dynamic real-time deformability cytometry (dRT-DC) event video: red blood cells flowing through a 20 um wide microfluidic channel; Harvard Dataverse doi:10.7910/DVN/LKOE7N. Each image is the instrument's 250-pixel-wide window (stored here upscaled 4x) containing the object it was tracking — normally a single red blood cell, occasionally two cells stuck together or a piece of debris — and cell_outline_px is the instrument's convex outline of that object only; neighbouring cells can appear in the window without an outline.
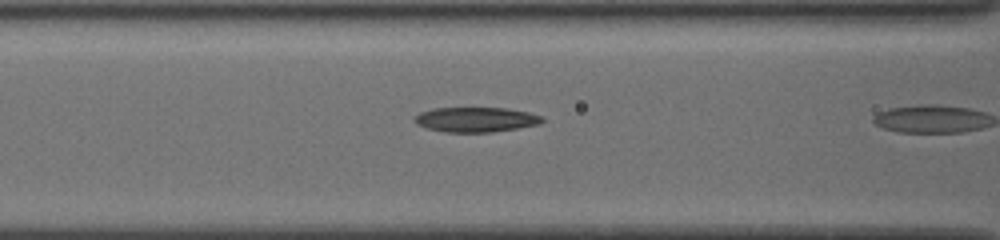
{"species": "common noctule bat (a hibernating species)", "species_latin": "Nyctalus noctula", "temperature_condition": "cold", "stored_images_in_passage": 8, "camera_frame_rate_fps": 3000, "um_per_image_px": 0.085, "animal": {"sex": "female", "body_mass_g": 19.5, "forearm_length_mm": 54.1}, "frame": {"image": 1, "passage_image": 7, "time_ms": 2.0, "image_size_px": [1000, 240], "cell_outline_px": [[544, 120], [540, 124], [492, 132], [444, 132], [428, 128], [416, 124], [412, 120], [420, 112], [432, 108], [508, 108], [528, 112], [544, 116]], "centroid_in_image_um": [40.45, 10.16], "position_along_channel_um": 126.1, "area_um2": 18.55}}